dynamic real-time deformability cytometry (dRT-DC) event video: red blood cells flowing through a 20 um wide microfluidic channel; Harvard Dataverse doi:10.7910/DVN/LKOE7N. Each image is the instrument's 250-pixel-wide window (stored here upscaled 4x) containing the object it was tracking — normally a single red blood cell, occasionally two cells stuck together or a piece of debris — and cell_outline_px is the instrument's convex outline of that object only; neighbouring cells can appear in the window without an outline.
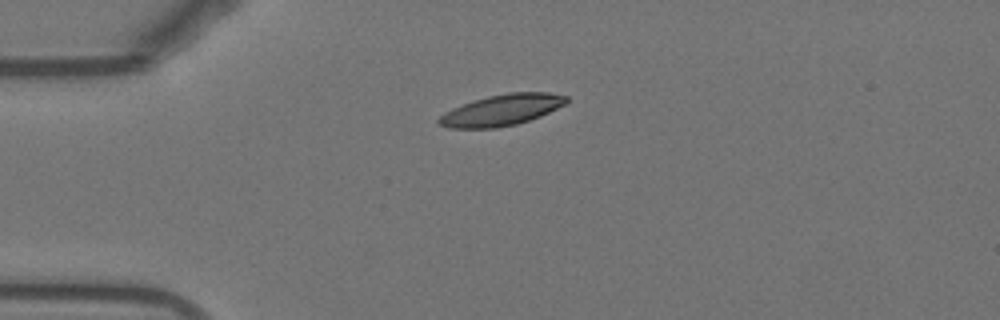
{"species": "Egyptian fruit bat (a non-hibernating species)", "species_latin": "Rousettus aegyptiacus", "temperature_condition": "warm", "stored_images_in_passage": 34, "camera_frame_rate_fps": 3000, "um_per_image_px": 0.085, "animal": {"sex": "female"}, "frame": {"image": 1, "passage_image": 1, "time_ms": 0.0, "image_size_px": [1000, 320], "cell_outline_px": [[568, 100], [564, 104], [540, 116], [516, 124], [496, 128], [448, 128], [440, 124], [436, 120], [444, 112], [452, 108], [472, 100], [488, 96], [508, 92], [548, 92], [568, 96]], "centroid_in_image_um": [42.61, 9.35], "position_along_channel_um": 42.4, "area_um2": 23.06}}
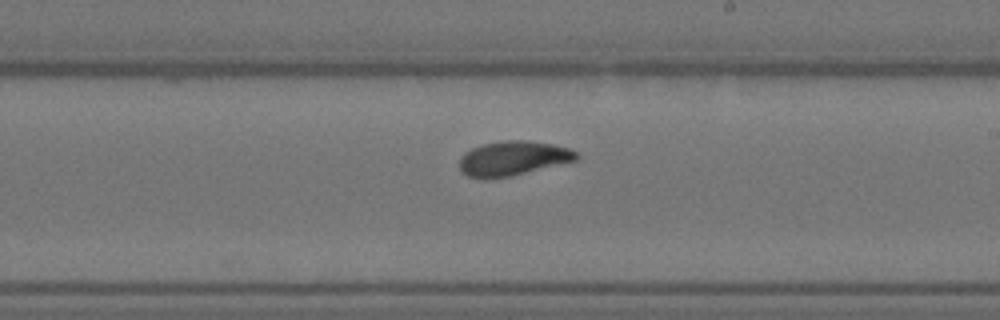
{"frame": {"image": 2, "passage_image": 19, "time_ms": 6.0, "image_size_px": [1000, 320], "cell_outline_px": [[580, 156], [576, 160], [512, 176], [468, 176], [460, 172], [460, 160], [464, 152], [472, 148], [484, 144], [504, 140], [524, 140], [552, 144], [568, 148], [576, 152]], "centroid_in_image_um": [43.62, 13.43], "position_along_channel_um": 245.4, "area_um2": 22.95}}
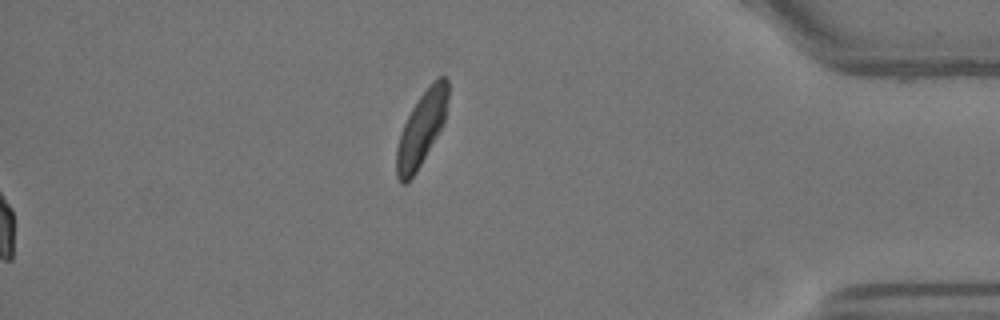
{"frame": {"image": 3, "passage_image": 34, "time_ms": 11.0, "image_size_px": [1000, 320], "cell_outline_px": [[448, 96], [444, 120], [436, 136], [416, 172], [404, 184], [400, 184], [396, 176], [396, 148], [404, 124], [412, 108], [420, 96], [440, 76], [444, 76], [448, 80]], "centroid_in_image_um": [35.8, 10.98], "position_along_channel_um": 399.4, "area_um2": 21.39}, "authors_computed_cell_mechanics": {"area_um2": 23.4379, "velocity_mm_per_s": 3.7993, "shape_relaxation_time_tau1_ms": 3.774, "shape_relaxation_time_tau2_ms": 1.6272, "deformation_change_tau1": 0.1552, "deformation_change_tau2": 0.0777}}